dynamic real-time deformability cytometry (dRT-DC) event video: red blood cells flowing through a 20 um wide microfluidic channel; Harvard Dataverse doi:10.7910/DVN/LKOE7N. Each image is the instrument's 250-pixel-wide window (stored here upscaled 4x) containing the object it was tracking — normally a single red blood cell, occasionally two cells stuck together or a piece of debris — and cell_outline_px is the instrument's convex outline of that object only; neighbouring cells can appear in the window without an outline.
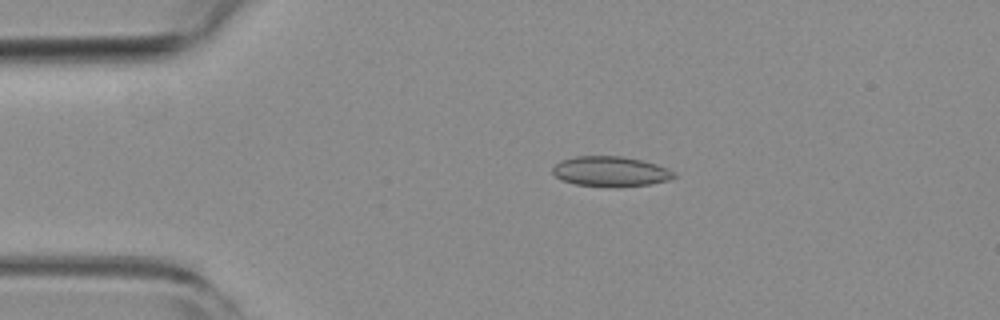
{"species": "common noctule bat (a hibernating species)", "species_latin": "Nyctalus noctula", "temperature_condition": "room temperature", "stored_images_in_passage": 43, "camera_frame_rate_fps": 3000, "um_per_image_px": 0.085, "animal": {"sex": "female", "body_mass_g": 19.3, "forearm_length_mm": 54.1}, "frame": {"image": 1, "passage_image": 1, "time_ms": 0.0, "image_size_px": [1000, 320], "cell_outline_px": [[676, 176], [668, 180], [648, 184], [616, 188], [604, 188], [576, 184], [560, 180], [552, 172], [552, 168], [560, 160], [576, 156], [620, 156], [640, 160], [656, 164], [676, 172]], "centroid_in_image_um": [51.87, 14.59], "position_along_channel_um": 33.1, "area_um2": 21.56}}
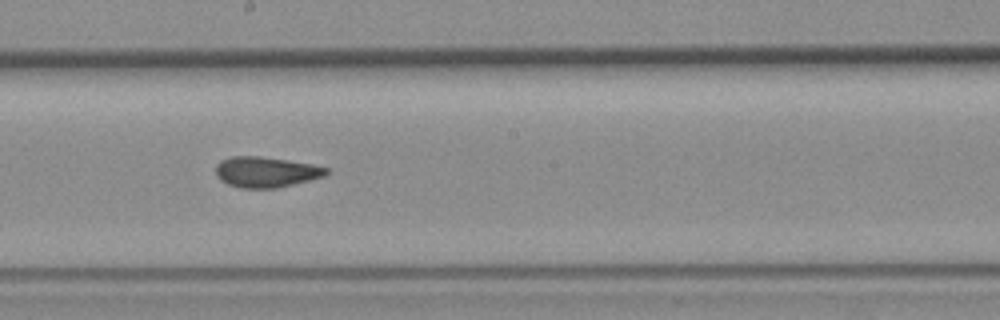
{"frame": {"image": 2, "passage_image": 19, "time_ms": 6.0, "image_size_px": [1000, 320], "cell_outline_px": [[332, 172], [324, 176], [276, 188], [240, 188], [228, 184], [220, 180], [216, 176], [216, 164], [220, 160], [232, 156], [260, 156], [288, 160], [312, 164], [328, 168]], "centroid_in_image_um": [22.59, 14.61], "position_along_channel_um": 225.6, "area_um2": 19.77}}
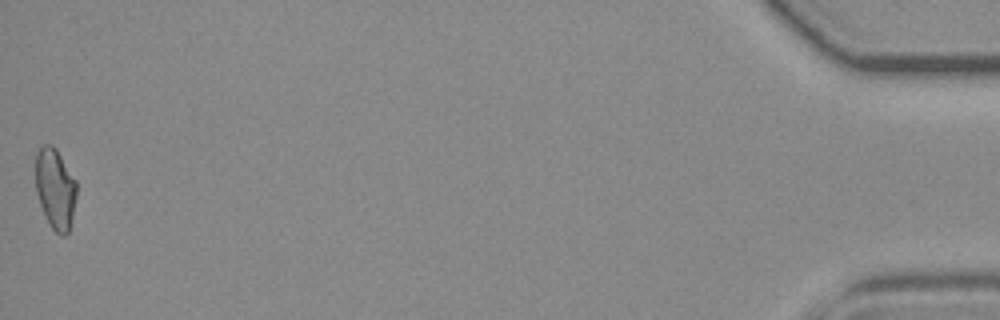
{"frame": {"image": 3, "passage_image": 43, "time_ms": 14.0, "image_size_px": [1000, 320], "cell_outline_px": [[76, 196], [72, 216], [68, 232], [64, 236], [60, 236], [48, 224], [40, 204], [36, 192], [36, 152], [44, 144], [52, 144], [56, 148], [76, 180]], "centroid_in_image_um": [4.69, 16.03], "position_along_channel_um": 430.5, "area_um2": 19.25}, "authors_computed_cell_mechanics": {"area_um2": 19.7098, "velocity_mm_per_s": 3.8715, "shape_relaxation_time_tau1_ms": null, "shape_relaxation_time_tau2_ms": 1.8901, "deformation_change_tau1": null, "deformation_change_tau2": 0.077}}